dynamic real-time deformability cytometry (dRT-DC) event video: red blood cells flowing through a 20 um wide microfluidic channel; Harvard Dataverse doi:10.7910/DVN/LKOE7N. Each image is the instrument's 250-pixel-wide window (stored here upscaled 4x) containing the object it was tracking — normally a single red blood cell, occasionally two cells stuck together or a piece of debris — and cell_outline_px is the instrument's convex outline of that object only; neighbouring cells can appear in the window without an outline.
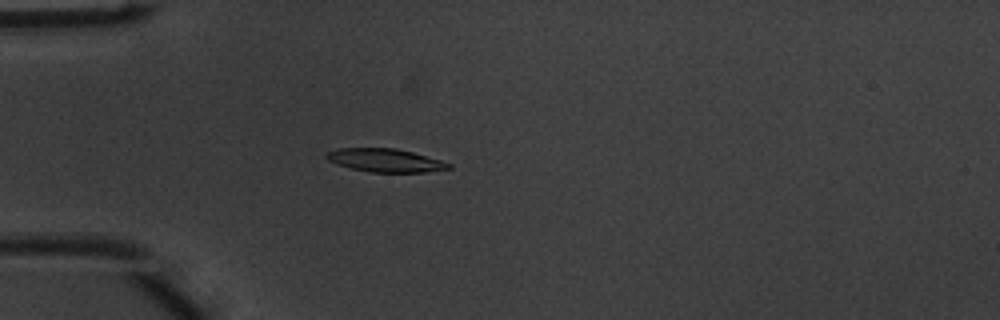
{"species": "common noctule bat (a hibernating species)", "species_latin": "Nyctalus noctula", "temperature_condition": "warm", "stored_images_in_passage": 42, "camera_frame_rate_fps": 3000, "um_per_image_px": 0.085, "animal": {"sex": "male", "body_mass_g": 20.1, "forearm_length_mm": 53.5}, "frame": {"image": 1, "passage_image": 6, "time_ms": 1.667, "image_size_px": [1000, 320], "cell_outline_px": [[452, 168], [424, 172], [368, 172], [336, 164], [328, 160], [324, 156], [328, 152], [336, 148], [396, 148], [412, 152], [440, 160], [452, 164]], "centroid_in_image_um": [32.73, 13.62], "position_along_channel_um": 52.3, "area_um2": 16.53}}
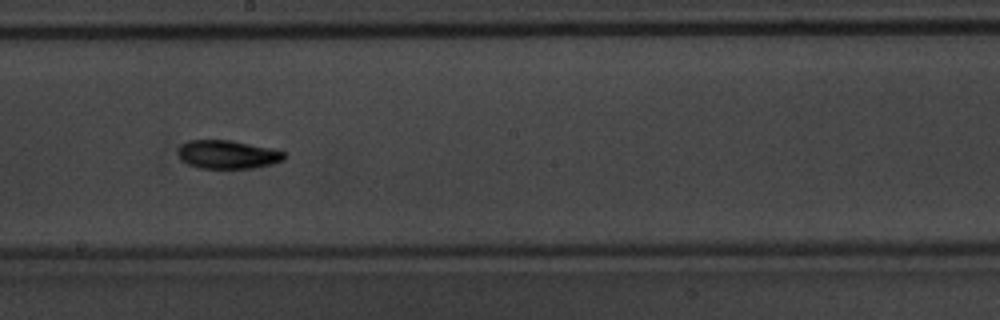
{"frame": {"image": 2, "passage_image": 20, "time_ms": 6.333, "image_size_px": [1000, 320], "cell_outline_px": [[284, 160], [272, 164], [252, 168], [196, 168], [180, 160], [180, 144], [188, 140], [232, 140], [268, 148], [284, 152]], "centroid_in_image_um": [19.32, 13.13], "position_along_channel_um": 228.9, "area_um2": 17.46}}
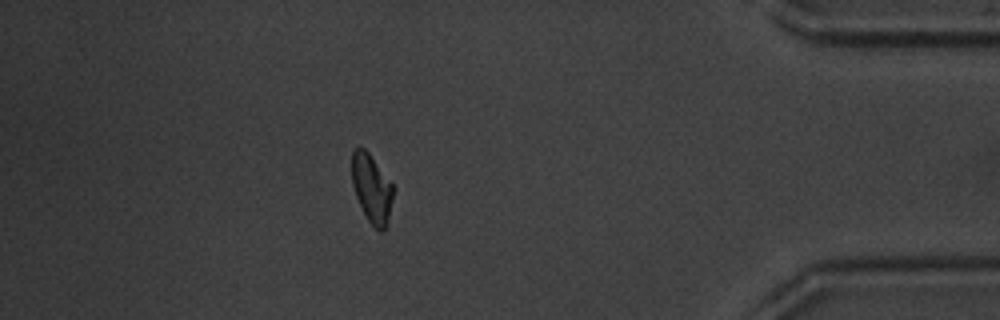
{"frame": {"image": 3, "passage_image": 36, "time_ms": 11.667, "image_size_px": [1000, 320], "cell_outline_px": [[396, 188], [388, 220], [384, 232], [380, 232], [368, 220], [356, 196], [352, 184], [352, 152], [356, 144], [360, 144], [368, 152]], "centroid_in_image_um": [31.61, 15.98], "position_along_channel_um": 403.6, "area_um2": 16.76}, "authors_computed_cell_mechanics": {"area_um2": 17.1666, "velocity_mm_per_s": 4.0307, "shape_relaxation_time_tau1_ms": 2.4671, "shape_relaxation_time_tau2_ms": 3.9051, "deformation_change_tau1": 0.1544, "deformation_change_tau2": 0.0897}}